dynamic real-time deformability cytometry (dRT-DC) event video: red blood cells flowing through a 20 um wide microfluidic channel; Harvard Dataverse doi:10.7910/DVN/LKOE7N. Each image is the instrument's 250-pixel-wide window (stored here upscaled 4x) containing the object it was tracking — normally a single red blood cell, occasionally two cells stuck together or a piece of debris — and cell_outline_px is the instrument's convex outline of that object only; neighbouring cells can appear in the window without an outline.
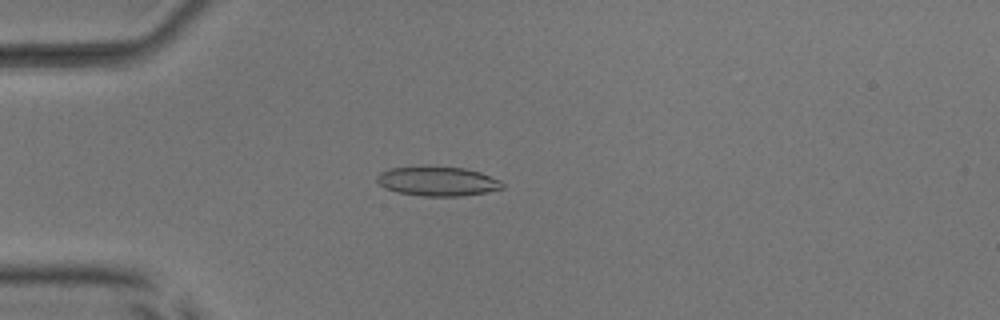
{"species": "common noctule bat (a hibernating species)", "species_latin": "Nyctalus noctula", "temperature_condition": "room temperature", "stored_images_in_passage": 52, "camera_frame_rate_fps": 3000, "um_per_image_px": 0.085, "animal": {"sex": "male", "body_mass_g": 17.9, "forearm_length_mm": 54.2}, "frame": {"image": 1, "passage_image": 15, "time_ms": 4.667, "image_size_px": [1000, 320], "cell_outline_px": [[504, 188], [484, 192], [460, 196], [424, 196], [396, 192], [384, 188], [376, 180], [376, 176], [380, 172], [388, 168], [420, 164], [424, 164], [464, 168], [480, 172], [500, 180], [504, 184]], "centroid_in_image_um": [37.13, 15.36], "position_along_channel_um": 47.9, "area_um2": 22.14}}
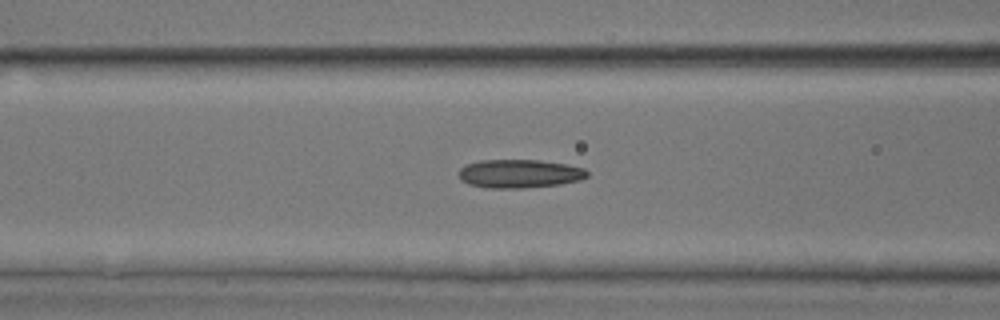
{"frame": {"image": 2, "passage_image": 22, "time_ms": 7.0, "image_size_px": [1000, 320], "cell_outline_px": [[588, 176], [580, 180], [560, 184], [524, 188], [484, 188], [468, 184], [460, 180], [460, 168], [468, 164], [480, 160], [536, 160], [564, 164], [584, 168], [588, 172]], "centroid_in_image_um": [44.14, 14.77], "position_along_channel_um": 122.5, "area_um2": 21.27}}
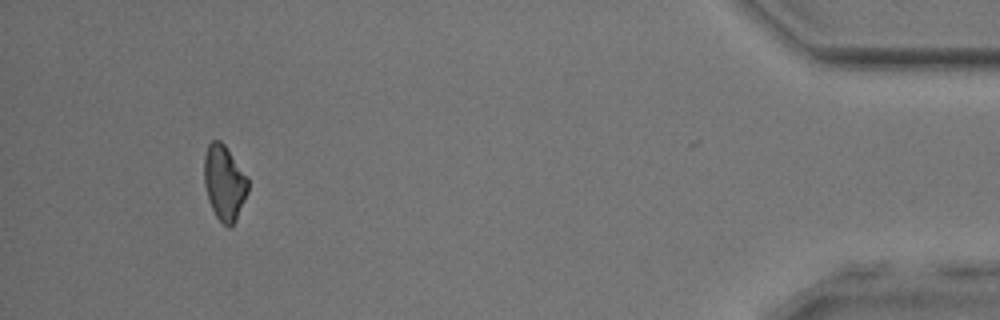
{"frame": {"image": 3, "passage_image": 49, "time_ms": 16.0, "image_size_px": [1000, 320], "cell_outline_px": [[248, 192], [236, 220], [232, 228], [228, 228], [216, 216], [208, 200], [204, 184], [204, 156], [208, 144], [212, 140], [220, 140], [224, 144], [248, 176]], "centroid_in_image_um": [19.07, 15.53], "position_along_channel_um": 416.1, "area_um2": 19.36}, "authors_computed_cell_mechanics": {"area_um2": 20.519, "velocity_mm_per_s": 4.0011, "shape_relaxation_time_tau1_ms": 4.6039, "shape_relaxation_time_tau2_ms": 9.6881, "deformation_change_tau1": 0.1436, "deformation_change_tau2": 0.2327}}